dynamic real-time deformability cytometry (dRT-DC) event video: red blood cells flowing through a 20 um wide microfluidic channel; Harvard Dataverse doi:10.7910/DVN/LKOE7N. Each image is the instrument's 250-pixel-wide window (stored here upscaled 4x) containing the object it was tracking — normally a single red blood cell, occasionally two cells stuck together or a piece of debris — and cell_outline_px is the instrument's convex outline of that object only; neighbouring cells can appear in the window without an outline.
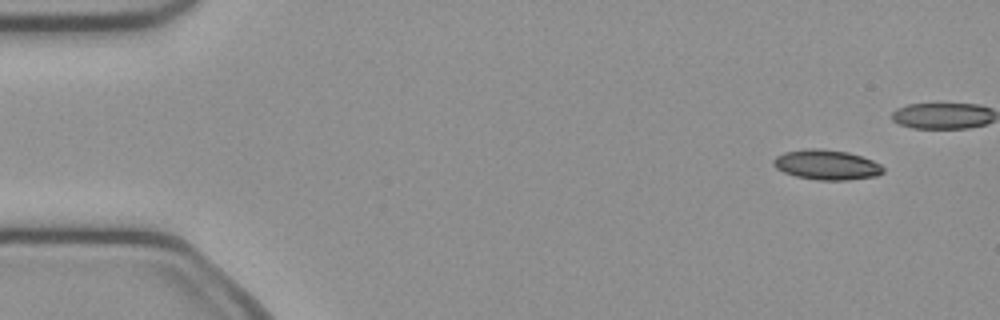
{"species": "common noctule bat (a hibernating species)", "species_latin": "Nyctalus noctula", "temperature_condition": "cold", "stored_images_in_passage": 11, "camera_frame_rate_fps": 3000, "um_per_image_px": 0.085, "animal": {"sex": "female", "body_mass_g": 21.9}, "frame": {"image": 1, "passage_image": 1, "time_ms": 0.0, "image_size_px": [1000, 320], "cell_outline_px": [[884, 172], [876, 176], [848, 180], [820, 180], [796, 176], [784, 172], [776, 168], [772, 164], [772, 160], [776, 156], [784, 152], [804, 148], [820, 148], [848, 152], [872, 160], [880, 164], [884, 168]], "centroid_in_image_um": [70.24, 14.0], "position_along_channel_um": 14.8, "area_um2": 19.25}}